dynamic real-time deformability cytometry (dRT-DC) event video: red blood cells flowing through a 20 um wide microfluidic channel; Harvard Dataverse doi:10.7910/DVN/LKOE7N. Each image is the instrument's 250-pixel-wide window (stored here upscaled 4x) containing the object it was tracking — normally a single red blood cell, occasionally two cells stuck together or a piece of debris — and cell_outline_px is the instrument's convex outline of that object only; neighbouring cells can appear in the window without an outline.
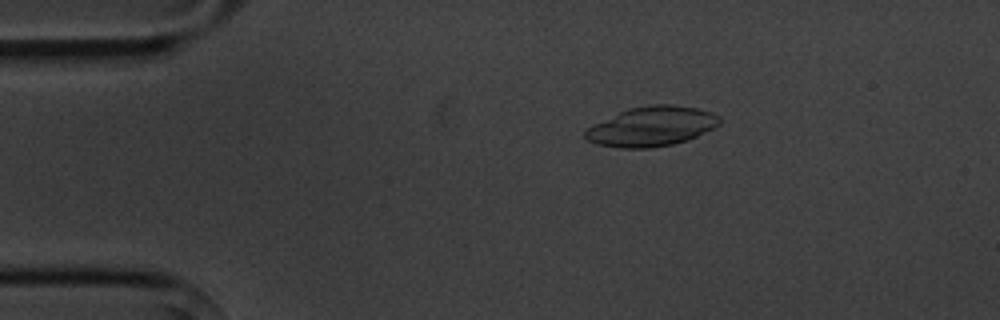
{"species": "common noctule bat (a hibernating species)", "species_latin": "Nyctalus noctula", "temperature_condition": "cold", "stored_images_in_passage": 9, "camera_frame_rate_fps": 3000, "um_per_image_px": 0.085, "animal": {"sex": "male", "body_mass_g": 20.1, "forearm_length_mm": 53.5}, "frame": {"image": 1, "passage_image": 2, "time_ms": 2.333, "image_size_px": [1000, 320], "cell_outline_px": [[720, 124], [688, 140], [672, 144], [652, 148], [624, 148], [596, 144], [588, 140], [584, 136], [584, 132], [588, 128], [628, 108], [648, 104], [672, 104], [696, 108], [712, 112], [720, 116]], "centroid_in_image_um": [55.42, 10.74], "position_along_channel_um": 29.6, "area_um2": 30.81}}